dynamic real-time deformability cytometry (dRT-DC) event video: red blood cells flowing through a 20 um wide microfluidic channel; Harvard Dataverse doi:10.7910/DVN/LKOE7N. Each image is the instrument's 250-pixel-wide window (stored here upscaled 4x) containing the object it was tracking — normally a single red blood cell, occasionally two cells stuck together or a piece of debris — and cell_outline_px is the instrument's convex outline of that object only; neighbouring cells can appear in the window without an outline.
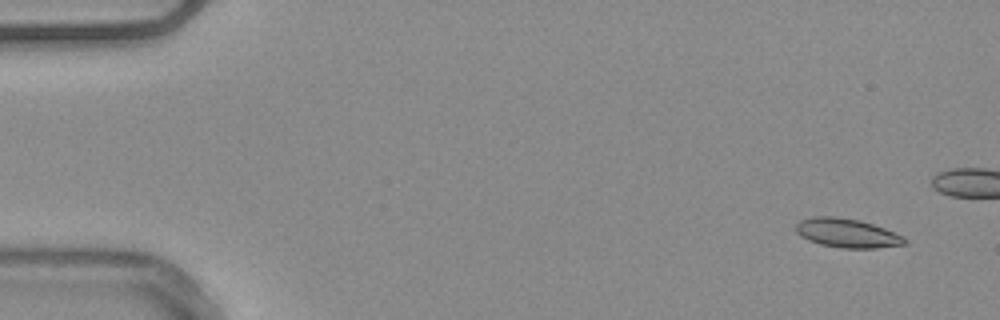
{"species": "common noctule bat (a hibernating species)", "species_latin": "Nyctalus noctula", "temperature_condition": "warm", "stored_images_in_passage": 17, "camera_frame_rate_fps": 3000, "um_per_image_px": 0.085, "animal": {"sex": "male", "body_mass_g": 20.4}, "frame": {"image": 1, "passage_image": 3, "time_ms": 0.667, "image_size_px": [1000, 320], "cell_outline_px": [[908, 244], [876, 248], [844, 248], [820, 244], [808, 240], [800, 236], [796, 232], [796, 224], [800, 220], [812, 216], [836, 216], [860, 220], [884, 228], [904, 236], [908, 240]], "centroid_in_image_um": [72.01, 19.81], "position_along_channel_um": 13.0, "area_um2": 18.55}}